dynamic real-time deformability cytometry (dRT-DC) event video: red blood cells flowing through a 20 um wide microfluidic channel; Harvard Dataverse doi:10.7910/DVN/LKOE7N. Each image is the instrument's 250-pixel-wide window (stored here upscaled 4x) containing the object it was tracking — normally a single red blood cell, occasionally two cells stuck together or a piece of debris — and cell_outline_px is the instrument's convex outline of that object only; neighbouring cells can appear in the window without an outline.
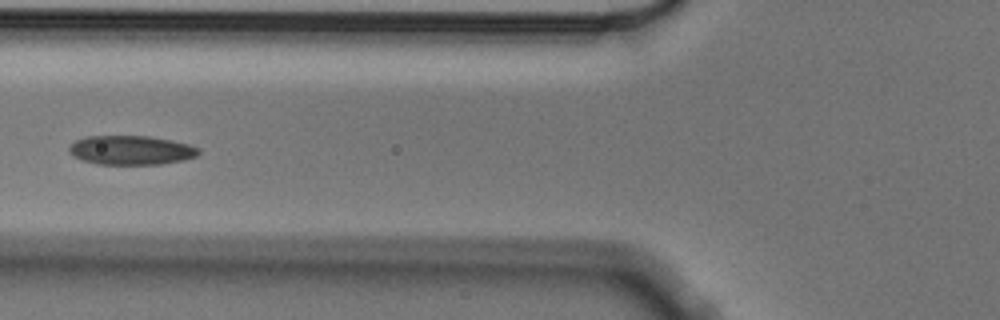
{"species": "Egyptian fruit bat (a non-hibernating species)", "species_latin": "Rousettus aegyptiacus", "temperature_condition": "cold", "stored_images_in_passage": 8, "camera_frame_rate_fps": 3000, "um_per_image_px": 0.085, "animal": {"sex": "male"}, "frame": {"image": 1, "passage_image": 7, "time_ms": 2.0, "image_size_px": [1000, 320], "cell_outline_px": [[200, 152], [196, 156], [184, 160], [160, 164], [96, 164], [80, 160], [72, 156], [68, 152], [68, 148], [76, 140], [84, 136], [148, 136], [172, 140], [188, 144], [200, 148]], "centroid_in_image_um": [11.11, 12.76], "position_along_channel_um": 114.7, "area_um2": 22.2}}
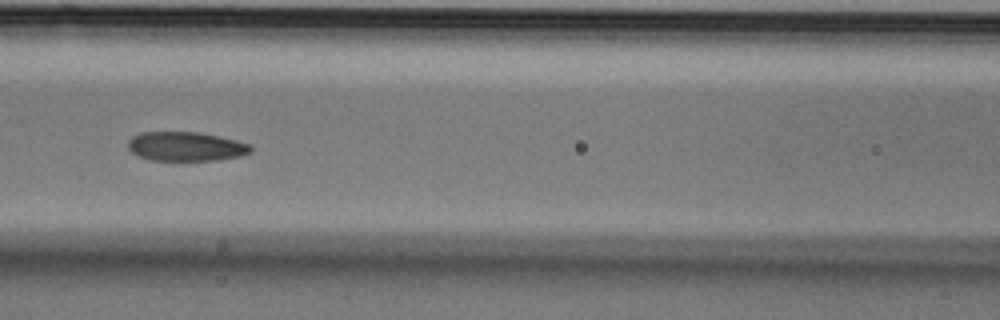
{"frame": {"image": 2, "passage_image": 8, "time_ms": 2.333, "image_size_px": [1000, 320], "cell_outline_px": [[252, 152], [240, 156], [220, 160], [148, 160], [132, 152], [128, 148], [128, 140], [132, 136], [140, 132], [200, 132], [220, 136], [252, 144]], "centroid_in_image_um": [15.83, 12.44], "position_along_channel_um": 150.8, "area_um2": 21.1}}